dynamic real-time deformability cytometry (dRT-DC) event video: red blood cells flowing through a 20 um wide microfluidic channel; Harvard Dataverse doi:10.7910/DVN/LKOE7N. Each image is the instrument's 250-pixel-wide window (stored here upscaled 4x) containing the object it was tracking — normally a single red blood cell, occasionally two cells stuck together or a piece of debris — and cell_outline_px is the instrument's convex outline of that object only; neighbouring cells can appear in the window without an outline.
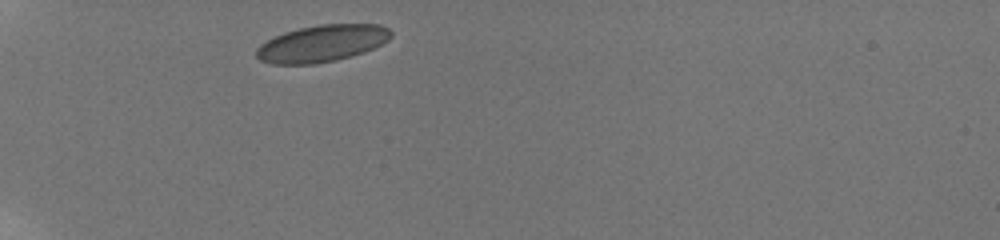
{"species": "human", "species_latin": "Homo sapiens", "temperature_condition": "room temperature", "stored_images_in_passage": 8, "camera_frame_rate_fps": 3000, "um_per_image_px": 0.085, "donor": {"sex": "male"}, "frame": {"image": 1, "passage_image": 1, "time_ms": 0.0, "image_size_px": [1000, 240], "cell_outline_px": [[392, 36], [388, 40], [364, 52], [352, 56], [336, 60], [312, 64], [272, 64], [260, 60], [256, 56], [256, 48], [260, 44], [284, 32], [300, 28], [320, 24], [380, 24], [388, 28], [392, 32]], "centroid_in_image_um": [27.37, 3.69], "position_along_channel_um": 57.6, "area_um2": 28.84}}
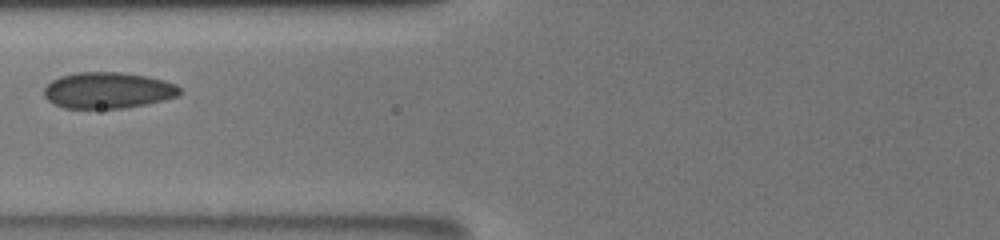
{"frame": {"image": 2, "passage_image": 5, "time_ms": 2.333, "image_size_px": [1000, 240], "cell_outline_px": [[180, 92], [176, 96], [164, 100], [124, 108], [64, 108], [48, 100], [44, 96], [44, 88], [52, 80], [60, 76], [76, 72], [120, 72], [148, 76], [164, 80], [176, 84], [180, 88]], "centroid_in_image_um": [9.16, 7.67], "position_along_channel_um": 116.6, "area_um2": 28.55}}
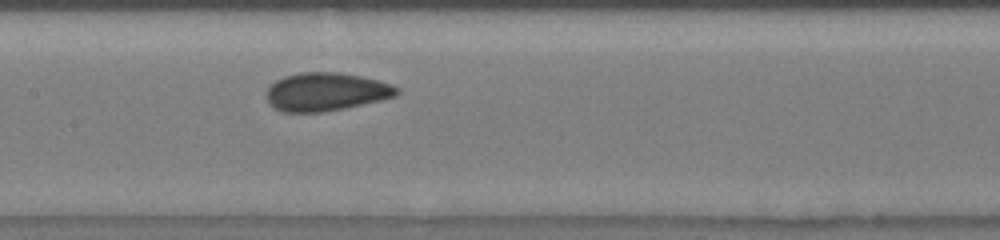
{"frame": {"image": 3, "passage_image": 8, "time_ms": 4.0, "image_size_px": [1000, 240], "cell_outline_px": [[400, 92], [396, 96], [380, 100], [344, 108], [324, 112], [280, 112], [268, 104], [264, 96], [264, 92], [276, 80], [284, 76], [300, 72], [340, 72], [360, 76], [392, 84], [400, 88]], "centroid_in_image_um": [27.66, 7.81], "position_along_channel_um": 179.7, "area_um2": 29.36}}